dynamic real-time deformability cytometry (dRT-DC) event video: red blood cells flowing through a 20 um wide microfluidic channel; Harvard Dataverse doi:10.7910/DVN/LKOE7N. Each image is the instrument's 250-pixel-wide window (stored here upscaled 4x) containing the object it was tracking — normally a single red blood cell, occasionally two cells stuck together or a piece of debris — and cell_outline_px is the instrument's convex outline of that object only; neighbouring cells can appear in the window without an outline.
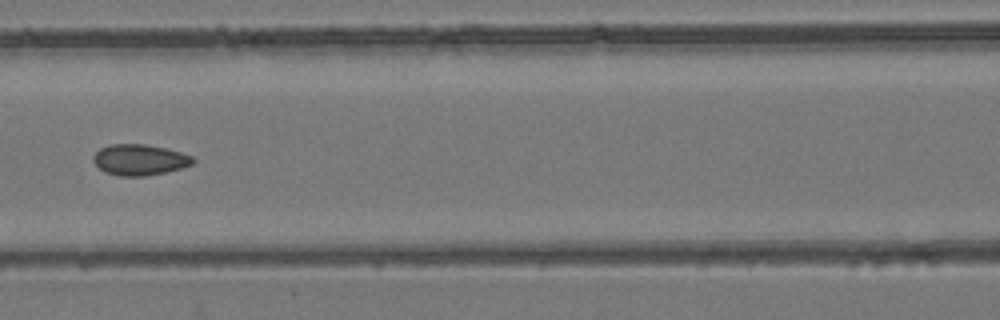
{"species": "common noctule bat (a hibernating species)", "species_latin": "Nyctalus noctula", "temperature_condition": "room temperature", "stored_images_in_passage": 7, "camera_frame_rate_fps": 3000, "um_per_image_px": 0.085, "animal": {"sex": "female", "body_mass_g": 24.6, "forearm_length_mm": 56.2}, "frame": {"image": 1, "passage_image": 7, "time_ms": 7.667, "image_size_px": [1000, 320], "cell_outline_px": [[196, 160], [192, 164], [180, 168], [164, 172], [144, 176], [120, 176], [104, 172], [92, 160], [92, 156], [100, 148], [108, 144], [144, 144], [164, 148], [180, 152], [192, 156]], "centroid_in_image_um": [11.83, 13.57], "position_along_channel_um": 154.8, "area_um2": 17.86}}